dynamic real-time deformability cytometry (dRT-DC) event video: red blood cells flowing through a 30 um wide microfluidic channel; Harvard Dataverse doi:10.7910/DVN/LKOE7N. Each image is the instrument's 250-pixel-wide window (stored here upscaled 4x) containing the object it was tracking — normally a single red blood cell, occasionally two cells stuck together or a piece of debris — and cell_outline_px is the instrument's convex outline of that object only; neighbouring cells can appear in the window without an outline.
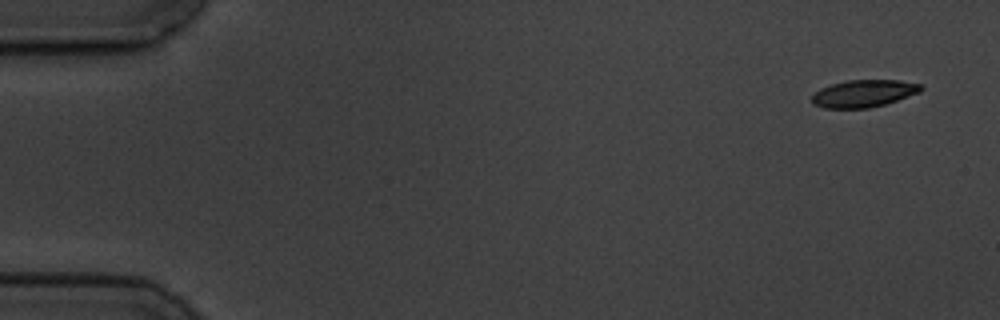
{"species": "common noctule bat (a hibernating species)", "species_latin": "Nyctalus noctula", "temperature_condition": "cold", "stored_images_in_passage": 5, "camera_frame_rate_fps": 3000, "um_per_image_px": 0.085, "animal": {"sex": "male", "body_mass_g": 19.5, "forearm_length_mm": 54.6}, "frame": {"image": 1, "passage_image": 1, "time_ms": 0.0, "image_size_px": [1000, 320], "cell_outline_px": [[924, 88], [920, 92], [884, 104], [868, 108], [824, 108], [812, 104], [812, 96], [820, 88], [832, 84], [848, 80], [900, 80], [920, 84]], "centroid_in_image_um": [73.4, 7.94], "position_along_channel_um": 11.6, "area_um2": 17.22}}
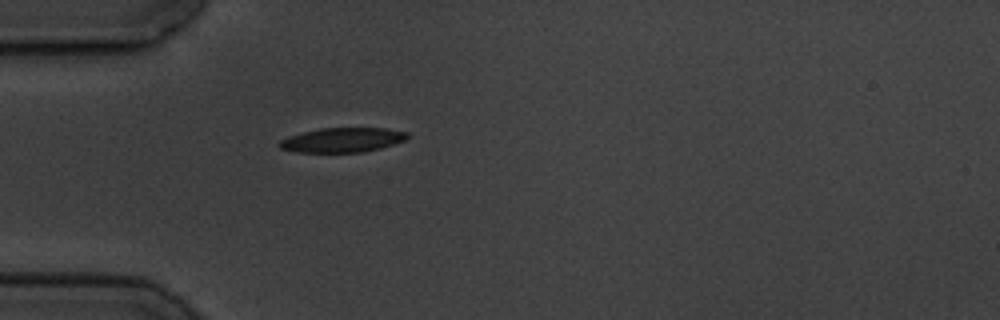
{"frame": {"image": 2, "passage_image": 5, "time_ms": 4.667, "image_size_px": [1000, 320], "cell_outline_px": [[408, 136], [404, 140], [380, 148], [364, 152], [296, 152], [280, 148], [276, 144], [280, 140], [288, 136], [320, 128], [384, 128], [408, 132]], "centroid_in_image_um": [29.06, 11.9], "position_along_channel_um": 55.9, "area_um2": 18.21}}